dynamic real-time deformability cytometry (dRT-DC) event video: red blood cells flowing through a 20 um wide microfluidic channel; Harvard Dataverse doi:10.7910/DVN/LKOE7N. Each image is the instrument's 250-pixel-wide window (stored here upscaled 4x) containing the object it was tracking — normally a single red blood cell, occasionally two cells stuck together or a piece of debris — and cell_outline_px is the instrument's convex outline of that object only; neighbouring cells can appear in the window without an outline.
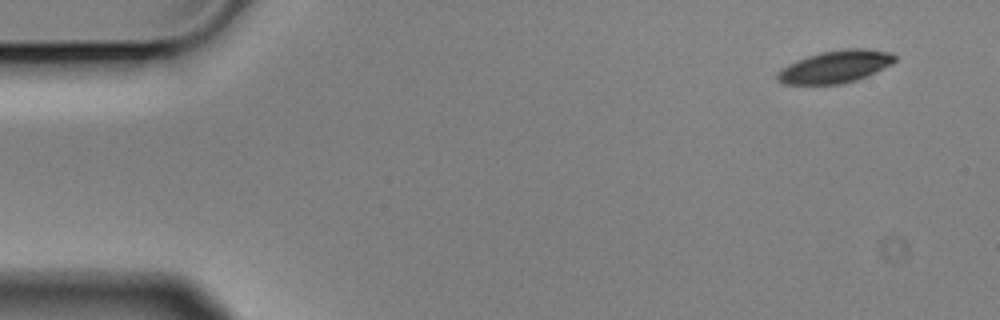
{"species": "Egyptian fruit bat (a non-hibernating species)", "species_latin": "Rousettus aegyptiacus", "temperature_condition": "cold", "stored_images_in_passage": 7, "camera_frame_rate_fps": 3000, "um_per_image_px": 0.085, "animal": {"sex": "male"}, "frame": {"image": 1, "passage_image": 1, "time_ms": 0.0, "image_size_px": [1000, 320], "cell_outline_px": [[896, 60], [892, 64], [868, 76], [856, 80], [840, 84], [784, 84], [776, 80], [776, 72], [780, 68], [796, 60], [820, 52], [848, 48], [864, 48], [892, 52], [896, 56]], "centroid_in_image_um": [71.0, 5.66], "position_along_channel_um": 14.0, "area_um2": 22.43}}
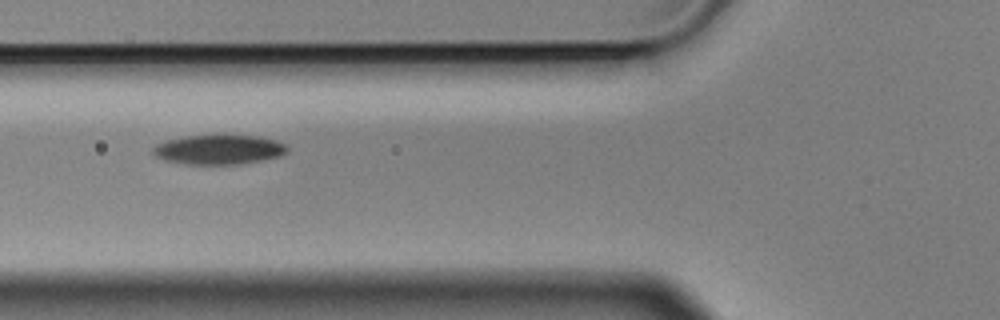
{"frame": {"image": 2, "passage_image": 6, "time_ms": 1.667, "image_size_px": [1000, 320], "cell_outline_px": [[288, 152], [280, 156], [240, 164], [184, 164], [164, 160], [156, 156], [152, 152], [152, 148], [156, 144], [164, 140], [184, 136], [260, 136], [276, 140], [284, 144], [288, 148]], "centroid_in_image_um": [18.57, 12.72], "position_along_channel_um": 107.2, "area_um2": 23.06}}
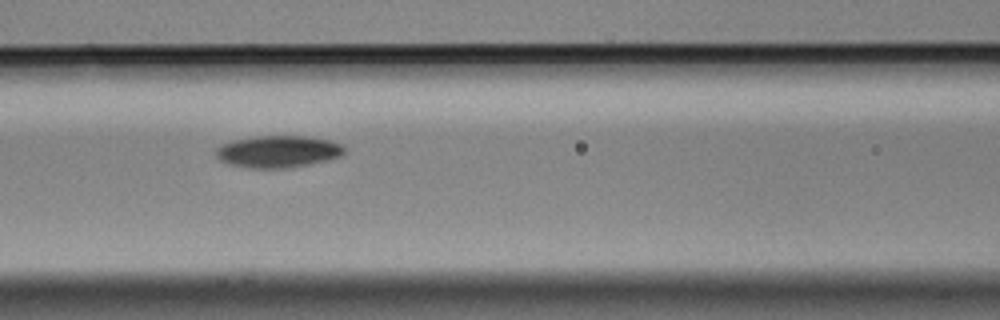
{"frame": {"image": 3, "passage_image": 7, "time_ms": 2.0, "image_size_px": [1000, 320], "cell_outline_px": [[344, 152], [340, 156], [328, 160], [288, 168], [248, 168], [228, 164], [220, 160], [216, 156], [216, 148], [220, 144], [232, 140], [256, 136], [304, 136], [328, 140], [340, 144], [344, 148]], "centroid_in_image_um": [23.58, 12.88], "position_along_channel_um": 143.0, "area_um2": 23.93}}